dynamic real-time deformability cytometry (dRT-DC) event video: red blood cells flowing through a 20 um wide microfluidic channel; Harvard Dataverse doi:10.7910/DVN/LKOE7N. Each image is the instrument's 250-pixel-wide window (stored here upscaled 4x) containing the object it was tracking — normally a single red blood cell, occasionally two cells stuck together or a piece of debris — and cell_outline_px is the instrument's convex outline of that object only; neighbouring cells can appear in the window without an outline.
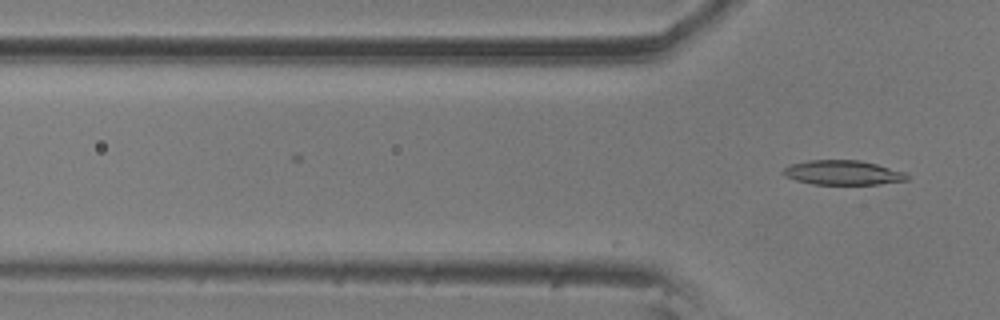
{"species": "common noctule bat (a hibernating species)", "species_latin": "Nyctalus noctula", "temperature_condition": "room temperature", "stored_images_in_passage": 7, "camera_frame_rate_fps": 3000, "um_per_image_px": 0.085, "animal": {"sex": "male", "body_mass_g": 20.5, "forearm_length_mm": 52.5}, "frame": {"image": 1, "passage_image": 7, "time_ms": 2.0, "image_size_px": [1000, 320], "cell_outline_px": [[908, 180], [880, 184], [812, 184], [796, 180], [784, 176], [780, 172], [784, 168], [792, 164], [808, 160], [860, 160], [876, 164], [904, 172], [908, 176]], "centroid_in_image_um": [71.61, 14.67], "position_along_channel_um": 54.2, "area_um2": 17.63}}